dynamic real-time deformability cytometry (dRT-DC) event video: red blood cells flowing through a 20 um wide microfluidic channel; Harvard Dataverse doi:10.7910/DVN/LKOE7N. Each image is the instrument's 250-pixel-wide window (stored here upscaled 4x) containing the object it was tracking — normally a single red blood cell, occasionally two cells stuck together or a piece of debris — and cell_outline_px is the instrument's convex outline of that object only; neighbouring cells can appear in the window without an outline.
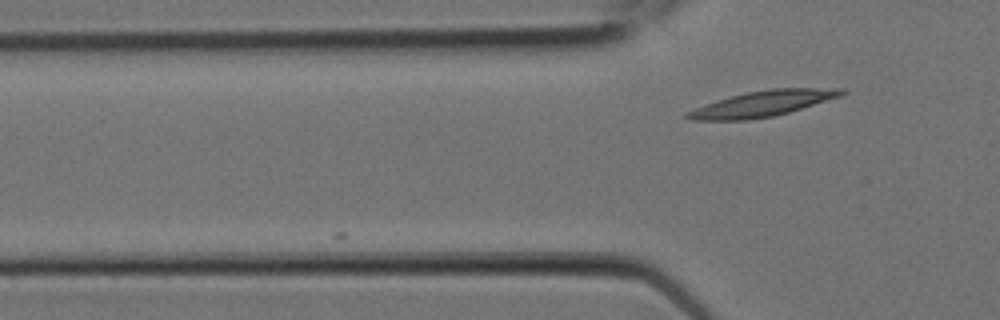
{"species": "Egyptian fruit bat (a non-hibernating species)", "species_latin": "Rousettus aegyptiacus", "temperature_condition": "room temperature", "stored_images_in_passage": 4, "camera_frame_rate_fps": 3000, "um_per_image_px": 0.085, "animal": {"sex": "female"}, "frame": {"image": 1, "passage_image": 4, "time_ms": 1.0, "image_size_px": [1000, 320], "cell_outline_px": [[848, 92], [840, 96], [788, 112], [772, 116], [748, 120], [692, 120], [684, 116], [684, 112], [716, 100], [748, 92], [772, 88], [844, 88]], "centroid_in_image_um": [64.8, 8.81], "position_along_channel_um": 61.0, "area_um2": 22.83}}